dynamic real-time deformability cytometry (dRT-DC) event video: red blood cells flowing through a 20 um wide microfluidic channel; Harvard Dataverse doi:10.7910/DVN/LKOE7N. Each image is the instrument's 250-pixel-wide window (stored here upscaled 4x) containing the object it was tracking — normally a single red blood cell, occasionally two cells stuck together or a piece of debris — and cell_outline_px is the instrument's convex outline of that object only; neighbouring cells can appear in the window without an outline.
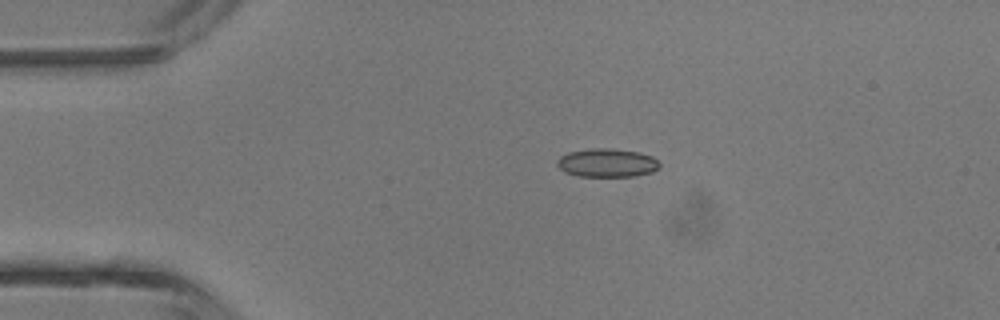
{"species": "common noctule bat (a hibernating species)", "species_latin": "Nyctalus noctula", "temperature_condition": "room temperature", "stored_images_in_passage": 2, "camera_frame_rate_fps": 3000, "um_per_image_px": 0.085, "animal": {"sex": "male", "body_mass_g": 13.3}, "frame": {"image": 1, "passage_image": 2, "time_ms": 1.333, "image_size_px": [1000, 320], "cell_outline_px": [[660, 168], [652, 172], [636, 176], [580, 176], [564, 172], [556, 164], [556, 160], [560, 156], [568, 152], [592, 148], [612, 148], [640, 152], [652, 156], [660, 164]], "centroid_in_image_um": [51.6, 13.83], "position_along_channel_um": 33.4, "area_um2": 17.17}}